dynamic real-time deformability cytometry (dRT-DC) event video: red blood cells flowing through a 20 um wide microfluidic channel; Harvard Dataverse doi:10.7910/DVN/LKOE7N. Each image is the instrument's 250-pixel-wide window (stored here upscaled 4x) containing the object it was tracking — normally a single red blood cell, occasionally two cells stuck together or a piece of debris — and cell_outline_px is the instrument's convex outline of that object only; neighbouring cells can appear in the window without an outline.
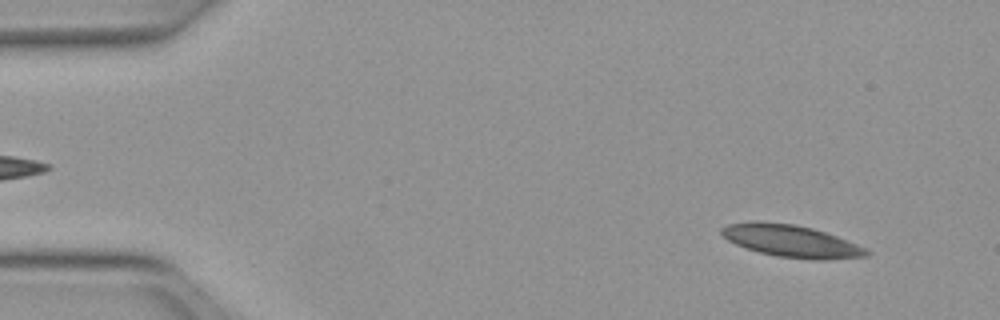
{"species": "Egyptian fruit bat (a non-hibernating species)", "species_latin": "Rousettus aegyptiacus", "temperature_condition": "warm", "stored_images_in_passage": 50, "camera_frame_rate_fps": 3000, "um_per_image_px": 0.085, "animal": {"sex": "female"}, "frame": {"image": 1, "passage_image": 4, "time_ms": 1.0, "image_size_px": [1000, 320], "cell_outline_px": [[872, 252], [868, 256], [828, 260], [812, 260], [776, 256], [760, 252], [736, 244], [728, 240], [720, 232], [720, 228], [728, 224], [752, 220], [756, 220], [792, 224], [812, 228], [836, 236], [868, 248]], "centroid_in_image_um": [67.28, 20.49], "position_along_channel_um": 17.7, "area_um2": 27.34}}
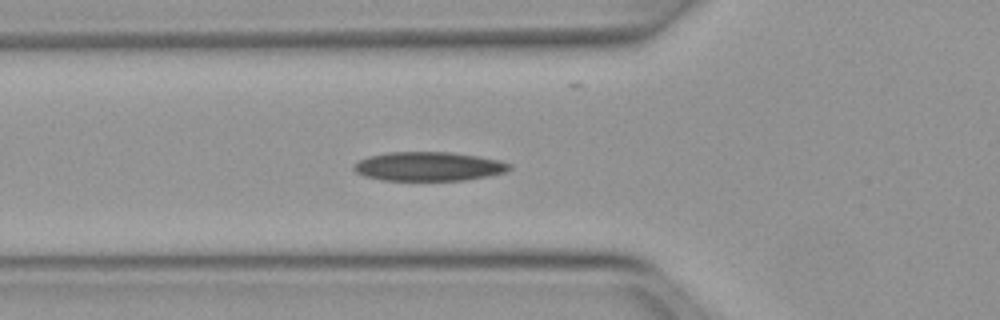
{"frame": {"image": 2, "passage_image": 17, "time_ms": 5.333, "image_size_px": [1000, 320], "cell_outline_px": [[512, 168], [508, 172], [488, 176], [464, 180], [380, 180], [364, 176], [356, 172], [352, 168], [352, 164], [368, 156], [388, 152], [452, 152], [500, 160], [512, 164]], "centroid_in_image_um": [36.44, 14.14], "position_along_channel_um": 89.4, "area_um2": 26.53}}
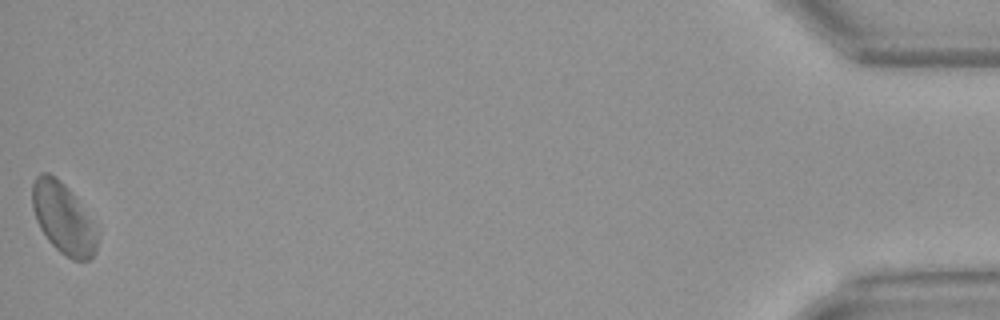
{"frame": {"image": 3, "passage_image": 50, "time_ms": 16.333, "image_size_px": [1000, 320], "cell_outline_px": [[96, 252], [88, 260], [72, 260], [60, 252], [48, 240], [40, 228], [36, 220], [32, 208], [32, 184], [36, 176], [40, 172], [48, 172], [56, 176], [72, 192], [92, 224], [96, 232]], "centroid_in_image_um": [5.32, 18.53], "position_along_channel_um": 429.9, "area_um2": 26.41}, "authors_computed_cell_mechanics": {"area_um2": 26.4435, "velocity_mm_per_s": 3.9863, "shape_relaxation_time_tau1_ms": null, "shape_relaxation_time_tau2_ms": 3.3361, "deformation_change_tau1": null, "deformation_change_tau2": 0.0999}}